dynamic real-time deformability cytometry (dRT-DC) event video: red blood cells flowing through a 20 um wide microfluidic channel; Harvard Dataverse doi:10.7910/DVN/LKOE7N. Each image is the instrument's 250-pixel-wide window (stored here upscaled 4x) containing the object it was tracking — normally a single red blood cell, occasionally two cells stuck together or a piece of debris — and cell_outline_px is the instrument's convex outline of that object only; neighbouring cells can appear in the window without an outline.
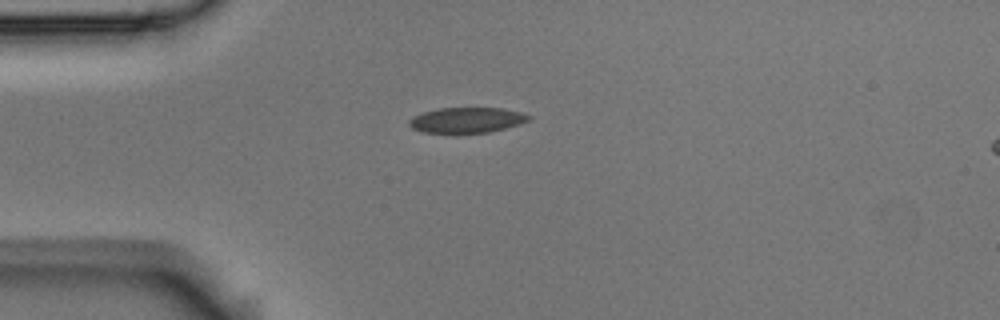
{"species": "Egyptian fruit bat (a non-hibernating species)", "species_latin": "Rousettus aegyptiacus", "temperature_condition": "room temperature", "stored_images_in_passage": 4, "camera_frame_rate_fps": 3000, "um_per_image_px": 0.085, "animal": {"sex": "male"}, "frame": {"image": 1, "passage_image": 4, "time_ms": 1.0, "image_size_px": [1000, 320], "cell_outline_px": [[532, 116], [528, 120], [520, 124], [488, 132], [424, 132], [412, 128], [408, 124], [408, 120], [412, 116], [424, 112], [440, 108], [500, 108], [520, 112]], "centroid_in_image_um": [39.66, 10.19], "position_along_channel_um": 45.3, "area_um2": 17.4}}